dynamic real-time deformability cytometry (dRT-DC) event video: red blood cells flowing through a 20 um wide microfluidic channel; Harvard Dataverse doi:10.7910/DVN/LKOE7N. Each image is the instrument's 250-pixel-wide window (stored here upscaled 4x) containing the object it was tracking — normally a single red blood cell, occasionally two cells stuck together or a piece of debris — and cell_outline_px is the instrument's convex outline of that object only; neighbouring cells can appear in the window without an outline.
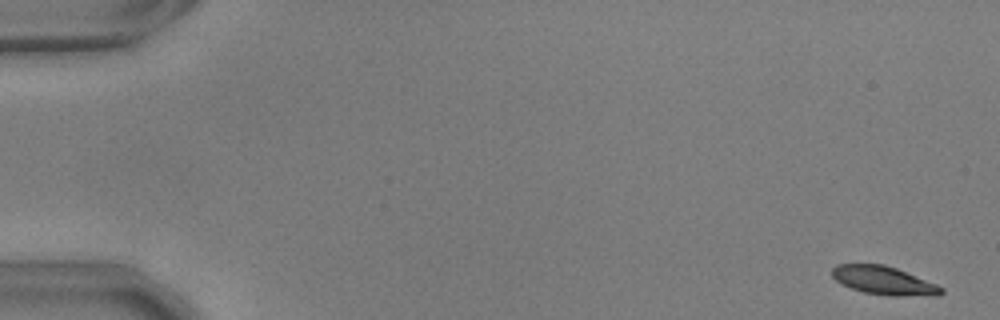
{"species": "common noctule bat (a hibernating species)", "species_latin": "Nyctalus noctula", "temperature_condition": "warm", "stored_images_in_passage": 54, "camera_frame_rate_fps": 3000, "um_per_image_px": 0.085, "animal": {"sex": "male", "body_mass_g": 17.9, "forearm_length_mm": 54.2}, "frame": {"image": 1, "passage_image": 1, "time_ms": 0.0, "image_size_px": [1000, 320], "cell_outline_px": [[944, 292], [940, 296], [888, 296], [864, 292], [840, 284], [832, 276], [832, 268], [836, 264], [884, 264], [896, 268], [936, 284], [944, 288]], "centroid_in_image_um": [75.14, 23.86], "position_along_channel_um": 9.9, "area_um2": 18.21}}
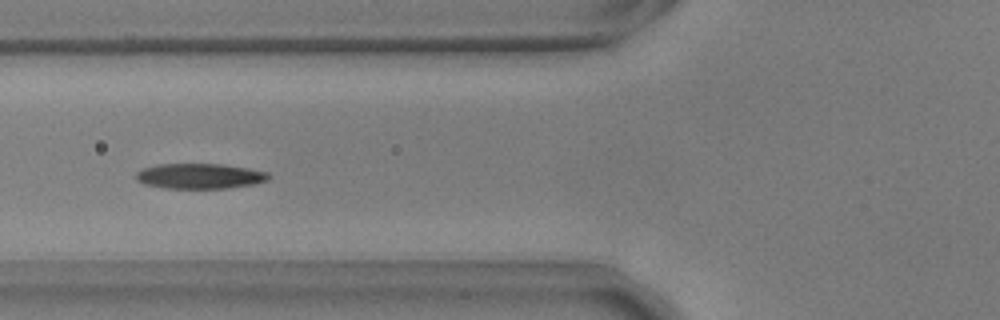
{"frame": {"image": 2, "passage_image": 21, "time_ms": 6.667, "image_size_px": [1000, 320], "cell_outline_px": [[272, 176], [268, 180], [252, 184], [228, 188], [164, 188], [144, 184], [136, 180], [136, 172], [144, 168], [160, 164], [220, 164], [248, 168], [268, 172]], "centroid_in_image_um": [16.99, 14.97], "position_along_channel_um": 108.8, "area_um2": 19.48}}
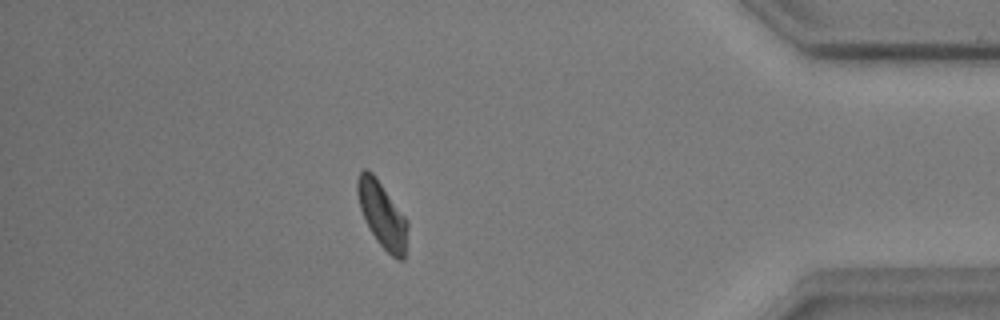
{"frame": {"image": 3, "passage_image": 48, "time_ms": 15.667, "image_size_px": [1000, 320], "cell_outline_px": [[408, 228], [404, 260], [396, 260], [376, 240], [360, 208], [356, 192], [356, 180], [360, 172], [364, 168], [368, 168], [376, 176], [408, 220]], "centroid_in_image_um": [32.49, 18.22], "position_along_channel_um": 402.7, "area_um2": 19.31}, "authors_computed_cell_mechanics": {"area_um2": 19.1029, "velocity_mm_per_s": 3.678, "shape_relaxation_time_tau1_ms": 3.8451, "shape_relaxation_time_tau2_ms": 4.2573, "deformation_change_tau1": 0.1362, "deformation_change_tau2": 0.0973}}